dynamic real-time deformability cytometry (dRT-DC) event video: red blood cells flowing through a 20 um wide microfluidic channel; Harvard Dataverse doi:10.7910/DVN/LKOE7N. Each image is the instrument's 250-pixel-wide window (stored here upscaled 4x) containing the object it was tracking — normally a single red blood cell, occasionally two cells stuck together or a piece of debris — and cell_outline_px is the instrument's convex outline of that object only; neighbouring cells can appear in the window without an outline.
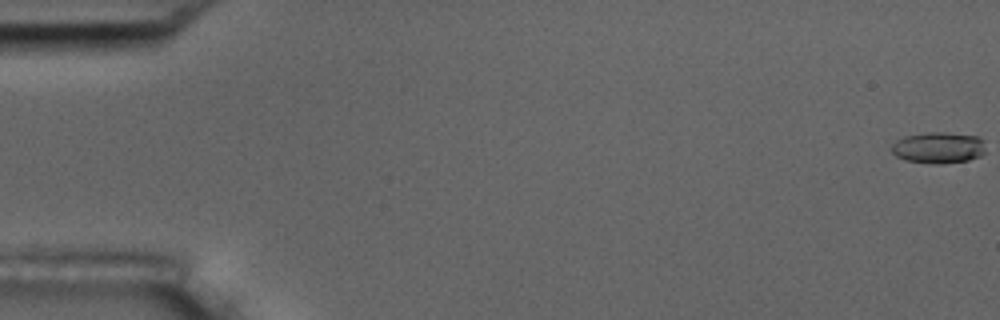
{"species": "common noctule bat (a hibernating species)", "species_latin": "Nyctalus noctula", "temperature_condition": "room temperature", "stored_images_in_passage": 57, "camera_frame_rate_fps": 3000, "um_per_image_px": 0.085, "animal": {"sex": "male", "body_mass_g": 17.5, "forearm_length_mm": 52.3}, "frame": {"image": 1, "passage_image": 1, "time_ms": 0.0, "image_size_px": [1000, 320], "cell_outline_px": [[984, 152], [980, 156], [968, 160], [944, 164], [936, 164], [904, 160], [896, 156], [892, 152], [892, 144], [896, 140], [904, 136], [928, 132], [948, 132], [976, 136], [984, 140]], "centroid_in_image_um": [79.76, 12.55], "position_along_channel_um": 5.2, "area_um2": 17.28}}
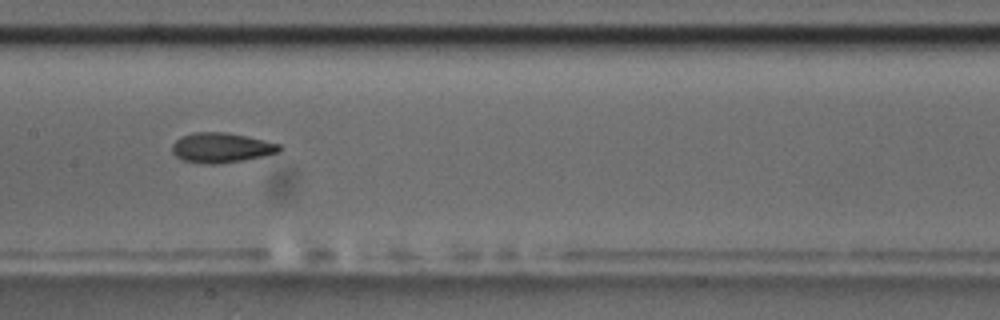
{"frame": {"image": 2, "passage_image": 29, "time_ms": 9.333, "image_size_px": [1000, 320], "cell_outline_px": [[284, 148], [280, 152], [264, 156], [216, 164], [204, 164], [184, 160], [176, 156], [172, 152], [172, 144], [180, 136], [192, 132], [224, 132], [264, 140], [280, 144]], "centroid_in_image_um": [18.81, 12.55], "position_along_channel_um": 188.6, "area_um2": 18.67}}
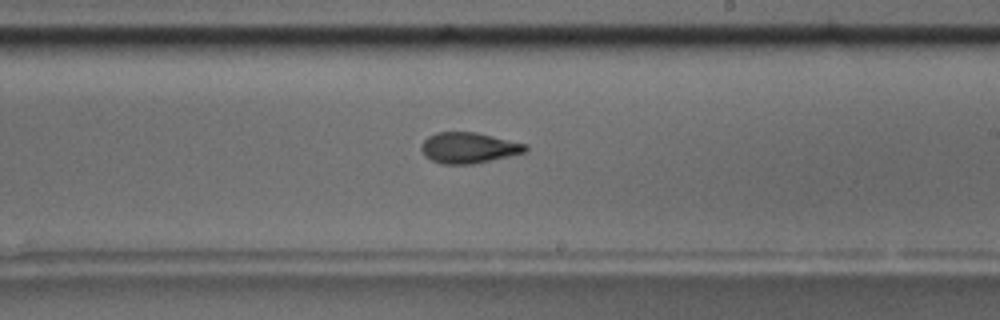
{"frame": {"image": 3, "passage_image": 34, "time_ms": 11.0, "image_size_px": [1000, 320], "cell_outline_px": [[528, 148], [524, 152], [472, 164], [440, 164], [424, 156], [420, 148], [420, 144], [428, 136], [436, 132], [476, 132], [524, 144]], "centroid_in_image_um": [39.74, 12.56], "position_along_channel_um": 249.3, "area_um2": 18.44}, "authors_computed_cell_mechanics": {"area_um2": 18.4382, "velocity_mm_per_s": 3.6549, "shape_relaxation_time_tau1_ms": 4.926, "shape_relaxation_time_tau2_ms": 2.6115, "deformation_change_tau1": 0.184, "deformation_change_tau2": 0.1081}}